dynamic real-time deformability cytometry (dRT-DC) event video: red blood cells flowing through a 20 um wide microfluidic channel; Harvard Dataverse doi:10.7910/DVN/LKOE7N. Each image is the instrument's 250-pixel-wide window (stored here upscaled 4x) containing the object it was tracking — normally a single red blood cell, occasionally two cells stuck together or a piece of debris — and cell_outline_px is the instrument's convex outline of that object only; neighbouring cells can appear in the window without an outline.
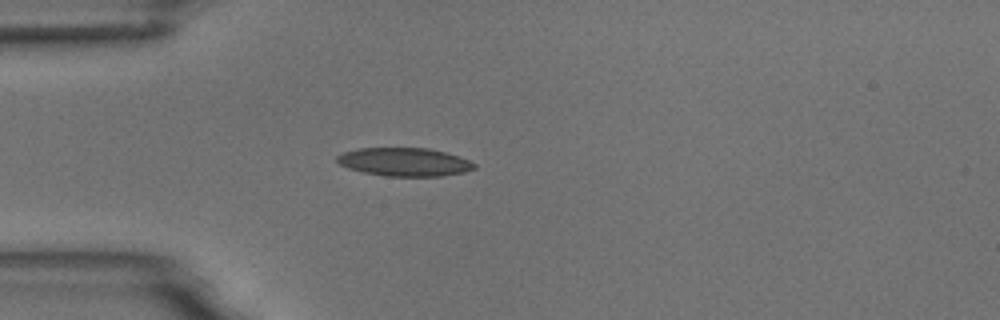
{"species": "common noctule bat (a hibernating species)", "species_latin": "Nyctalus noctula", "temperature_condition": "room temperature", "stored_images_in_passage": 2, "camera_frame_rate_fps": 3000, "um_per_image_px": 0.085, "animal": {"sex": "male", "body_mass_g": 18.8}, "frame": {"image": 1, "passage_image": 2, "time_ms": 2.0, "image_size_px": [1000, 320], "cell_outline_px": [[476, 168], [464, 172], [440, 176], [388, 176], [364, 172], [348, 168], [340, 164], [336, 160], [336, 156], [344, 152], [356, 148], [428, 148], [444, 152], [468, 160], [476, 164]], "centroid_in_image_um": [34.36, 13.76], "position_along_channel_um": 50.6, "area_um2": 22.48}}